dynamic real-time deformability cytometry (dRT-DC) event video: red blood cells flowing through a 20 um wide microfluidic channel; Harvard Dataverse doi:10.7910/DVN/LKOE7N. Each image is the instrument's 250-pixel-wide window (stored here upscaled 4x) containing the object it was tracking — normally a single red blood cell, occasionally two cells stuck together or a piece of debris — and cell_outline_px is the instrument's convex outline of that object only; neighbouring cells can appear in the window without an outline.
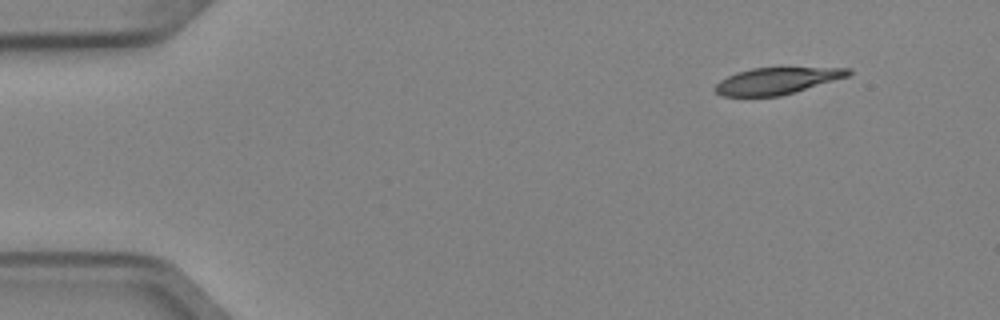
{"species": "Egyptian fruit bat (a non-hibernating species)", "species_latin": "Rousettus aegyptiacus", "temperature_condition": "cold", "stored_images_in_passage": 4, "segment_of_instrument_passage": [2, 2], "camera_frame_rate_fps": 3000, "um_per_image_px": 0.085, "animal": {"sex": "female"}, "frame": {"image": 1, "passage_image": 4, "time_ms": 1.0, "image_size_px": [1000, 320], "cell_outline_px": [[852, 72], [848, 76], [780, 96], [720, 96], [712, 88], [720, 80], [736, 72], [752, 68], [780, 64], [852, 68]], "centroid_in_image_um": [66.08, 6.79], "position_along_channel_um": 18.9, "area_um2": 21.91}}